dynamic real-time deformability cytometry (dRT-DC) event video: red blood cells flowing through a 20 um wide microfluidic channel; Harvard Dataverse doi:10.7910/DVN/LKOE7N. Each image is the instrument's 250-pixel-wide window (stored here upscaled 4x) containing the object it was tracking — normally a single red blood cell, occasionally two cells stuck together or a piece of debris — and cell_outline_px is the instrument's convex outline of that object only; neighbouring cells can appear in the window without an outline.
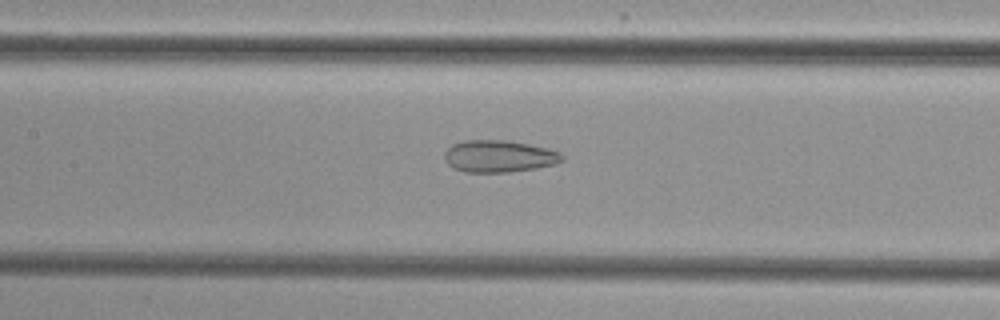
{"species": "common noctule bat (a hibernating species)", "species_latin": "Nyctalus noctula", "temperature_condition": "cold", "stored_images_in_passage": 54, "camera_frame_rate_fps": 3000, "um_per_image_px": 0.085, "animal": {"sex": "female", "body_mass_g": 29.2, "forearm_length_mm": 56.3}, "frame": {"image": 1, "passage_image": 26, "time_ms": 8.333, "image_size_px": [1000, 320], "cell_outline_px": [[564, 160], [552, 164], [536, 168], [508, 172], [464, 172], [452, 168], [444, 160], [444, 152], [452, 144], [464, 140], [508, 140], [548, 148], [560, 152], [564, 156]], "centroid_in_image_um": [42.38, 13.28], "position_along_channel_um": 165.0, "area_um2": 22.08}}
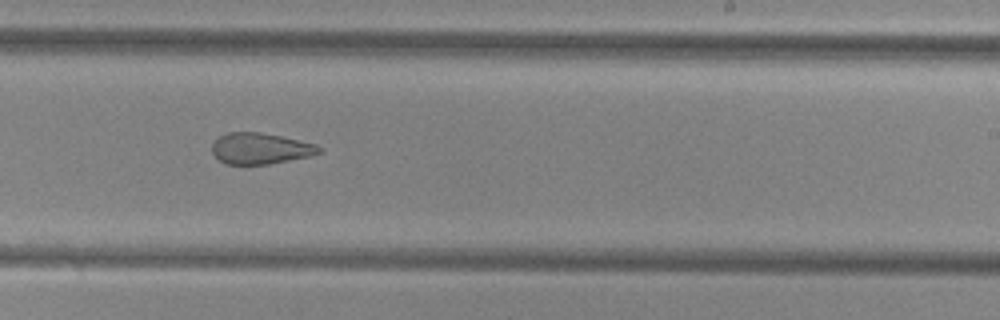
{"frame": {"image": 2, "passage_image": 34, "time_ms": 11.0, "image_size_px": [1000, 320], "cell_outline_px": [[324, 152], [308, 156], [268, 164], [228, 164], [220, 160], [212, 152], [212, 144], [220, 136], [228, 132], [260, 132], [280, 136], [316, 144], [324, 148]], "centroid_in_image_um": [22.16, 12.61], "position_along_channel_um": 266.8, "area_um2": 19.25}}
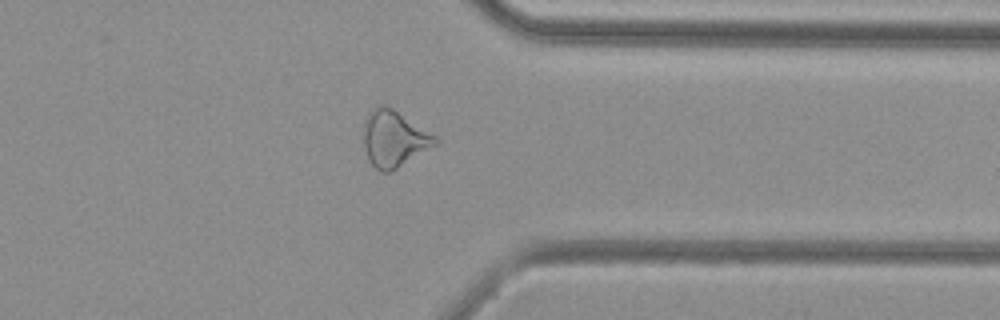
{"frame": {"image": 3, "passage_image": 43, "time_ms": 14.0, "image_size_px": [1000, 320], "cell_outline_px": [[440, 140], [436, 144], [396, 168], [388, 172], [380, 172], [372, 164], [364, 148], [364, 120], [368, 112], [372, 108], [380, 104], [384, 104], [392, 108], [436, 136]], "centroid_in_image_um": [33.46, 11.76], "position_along_channel_um": 377.9, "area_um2": 23.12}, "authors_computed_cell_mechanics": {"area_um2": 24.7095, "velocity_mm_per_s": 3.8424, "shape_relaxation_time_tau1_ms": null, "shape_relaxation_time_tau2_ms": 2.8201, "deformation_change_tau1": null, "deformation_change_tau2": 0.1152}}